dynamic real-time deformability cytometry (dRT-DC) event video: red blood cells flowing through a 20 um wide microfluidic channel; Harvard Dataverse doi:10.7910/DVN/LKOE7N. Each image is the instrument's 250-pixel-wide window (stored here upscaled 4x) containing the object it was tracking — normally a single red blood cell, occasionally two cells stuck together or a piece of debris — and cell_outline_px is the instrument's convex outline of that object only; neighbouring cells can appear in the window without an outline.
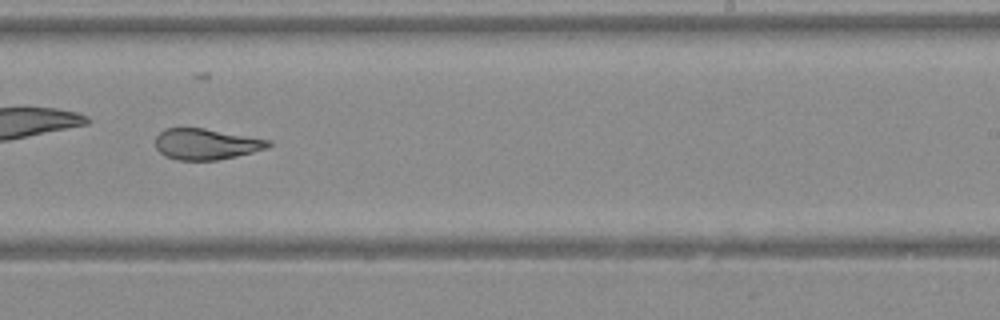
{"species": "Egyptian fruit bat (a non-hibernating species)", "species_latin": "Rousettus aegyptiacus", "temperature_condition": "warm", "stored_images_in_passage": 32, "camera_frame_rate_fps": 3000, "um_per_image_px": 0.085, "animal": {"sex": "female"}, "frame": {"image": 1, "passage_image": 18, "time_ms": 5.667, "image_size_px": [1000, 320], "cell_outline_px": [[272, 144], [268, 148], [236, 156], [216, 160], [176, 160], [164, 156], [156, 148], [156, 136], [164, 128], [204, 128], [272, 140]], "centroid_in_image_um": [17.52, 12.24], "position_along_channel_um": 271.5, "area_um2": 20.46}}